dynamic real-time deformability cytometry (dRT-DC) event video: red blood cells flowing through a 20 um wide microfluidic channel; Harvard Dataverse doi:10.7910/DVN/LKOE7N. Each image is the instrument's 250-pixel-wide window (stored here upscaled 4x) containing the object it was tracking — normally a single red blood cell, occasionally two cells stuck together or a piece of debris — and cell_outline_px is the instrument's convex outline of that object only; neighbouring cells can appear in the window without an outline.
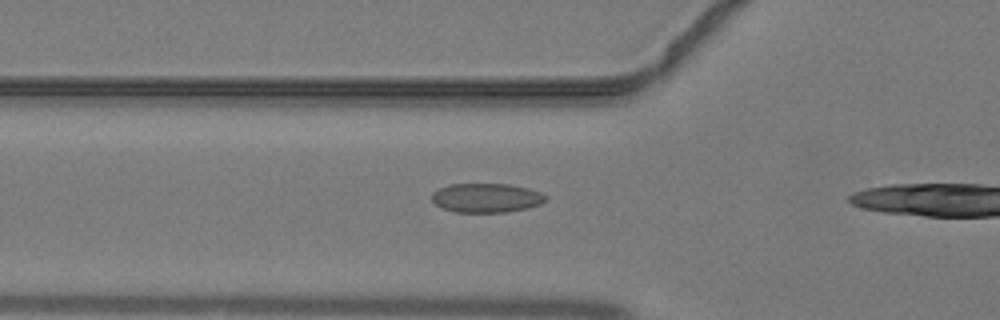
{"species": "common noctule bat (a hibernating species)", "species_latin": "Nyctalus noctula", "temperature_condition": "warm", "stored_images_in_passage": 13, "camera_frame_rate_fps": 3000, "um_per_image_px": 0.085, "animal": {"sex": "male", "body_mass_g": 19.2, "forearm_length_mm": 51.8}, "frame": {"image": 1, "passage_image": 6, "time_ms": 1.667, "image_size_px": [1000, 320], "cell_outline_px": [[548, 200], [540, 204], [508, 212], [456, 212], [444, 208], [436, 204], [432, 200], [432, 192], [448, 184], [508, 184], [528, 188], [540, 192], [548, 196]], "centroid_in_image_um": [41.36, 16.81], "position_along_channel_um": 84.4, "area_um2": 19.31}}
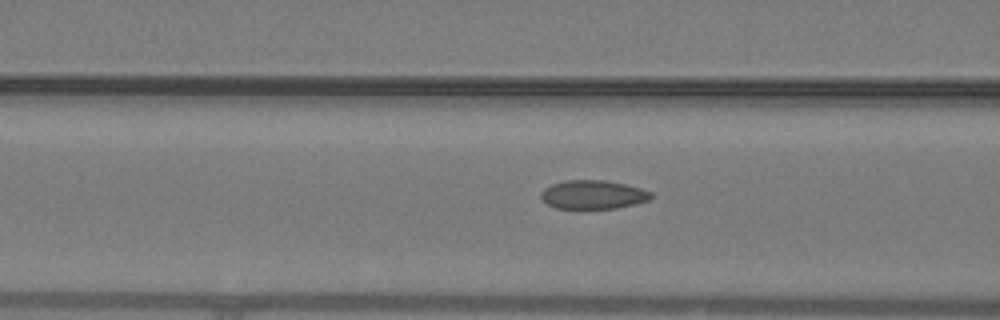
{"frame": {"image": 2, "passage_image": 8, "time_ms": 2.333, "image_size_px": [1000, 320], "cell_outline_px": [[652, 196], [648, 200], [636, 204], [616, 208], [576, 212], [556, 208], [548, 204], [540, 196], [540, 192], [544, 188], [552, 184], [564, 180], [608, 180], [640, 188], [652, 192]], "centroid_in_image_um": [50.37, 16.59], "position_along_channel_um": 116.2, "area_um2": 19.25}}
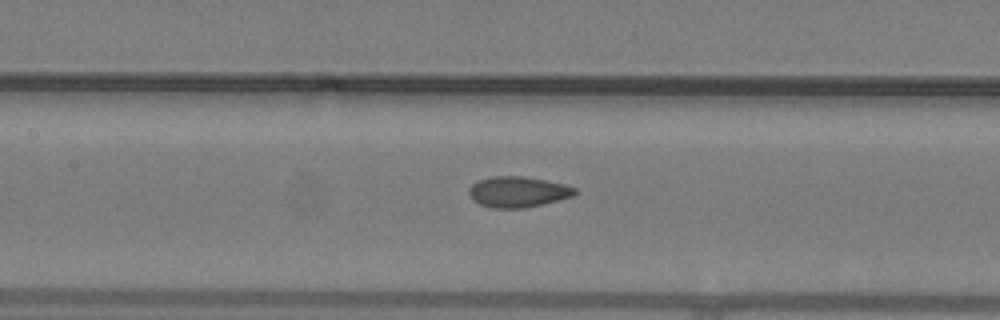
{"frame": {"image": 3, "passage_image": 11, "time_ms": 3.333, "image_size_px": [1000, 320], "cell_outline_px": [[576, 192], [572, 196], [524, 208], [492, 208], [480, 204], [472, 200], [468, 192], [468, 188], [472, 184], [480, 180], [492, 176], [524, 176], [564, 184], [576, 188]], "centroid_in_image_um": [43.97, 16.3], "position_along_channel_um": 163.4, "area_um2": 18.79}}